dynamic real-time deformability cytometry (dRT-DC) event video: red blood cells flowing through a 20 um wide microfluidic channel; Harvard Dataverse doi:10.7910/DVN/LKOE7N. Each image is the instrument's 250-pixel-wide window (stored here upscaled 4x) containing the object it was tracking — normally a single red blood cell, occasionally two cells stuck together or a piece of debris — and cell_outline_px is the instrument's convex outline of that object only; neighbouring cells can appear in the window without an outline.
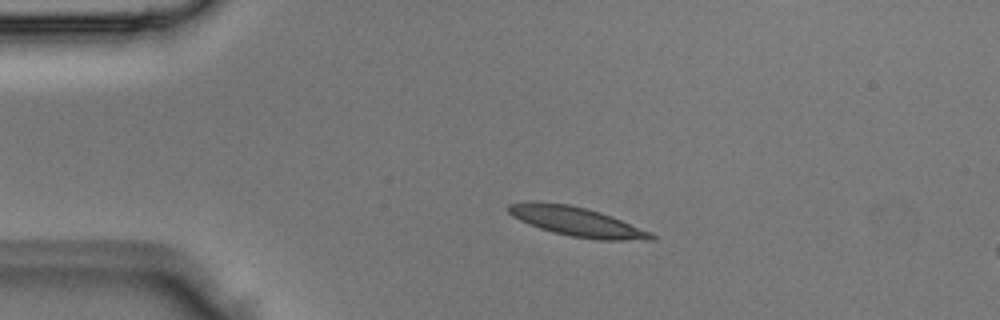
{"species": "Egyptian fruit bat (a non-hibernating species)", "species_latin": "Rousettus aegyptiacus", "temperature_condition": "room temperature", "stored_images_in_passage": 5, "camera_frame_rate_fps": 3000, "um_per_image_px": 0.085, "animal": {"sex": "male"}, "frame": {"image": 1, "passage_image": 3, "time_ms": 0.667, "image_size_px": [1000, 320], "cell_outline_px": [[656, 240], [596, 240], [572, 236], [552, 232], [528, 224], [512, 216], [504, 208], [508, 204], [528, 200], [536, 200], [568, 204], [588, 208], [612, 216], [652, 232], [656, 236]], "centroid_in_image_um": [48.99, 18.81], "position_along_channel_um": 36.0, "area_um2": 24.91}}